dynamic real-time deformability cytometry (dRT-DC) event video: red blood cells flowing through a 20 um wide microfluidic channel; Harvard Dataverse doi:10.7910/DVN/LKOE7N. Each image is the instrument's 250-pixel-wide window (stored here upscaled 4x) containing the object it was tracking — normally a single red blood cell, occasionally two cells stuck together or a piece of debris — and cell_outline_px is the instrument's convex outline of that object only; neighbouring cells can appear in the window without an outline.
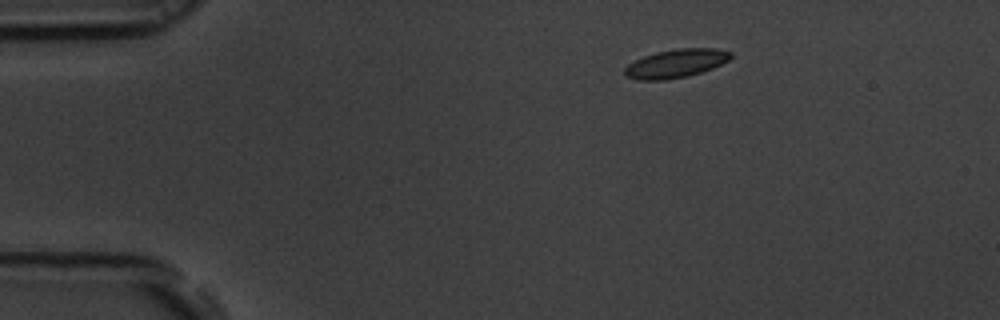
{"species": "common noctule bat (a hibernating species)", "species_latin": "Nyctalus noctula", "temperature_condition": "room temperature", "stored_images_in_passage": 47, "camera_frame_rate_fps": 3000, "um_per_image_px": 0.085, "animal": {"sex": "male", "body_mass_g": 19.5, "forearm_length_mm": 54.6}, "frame": {"image": 1, "passage_image": 1, "time_ms": 0.0, "image_size_px": [1000, 320], "cell_outline_px": [[732, 56], [728, 60], [712, 68], [688, 76], [664, 80], [636, 80], [624, 76], [624, 68], [628, 64], [644, 56], [656, 52], [676, 48], [716, 48], [732, 52]], "centroid_in_image_um": [57.42, 5.39], "position_along_channel_um": 27.6, "area_um2": 17.63}}
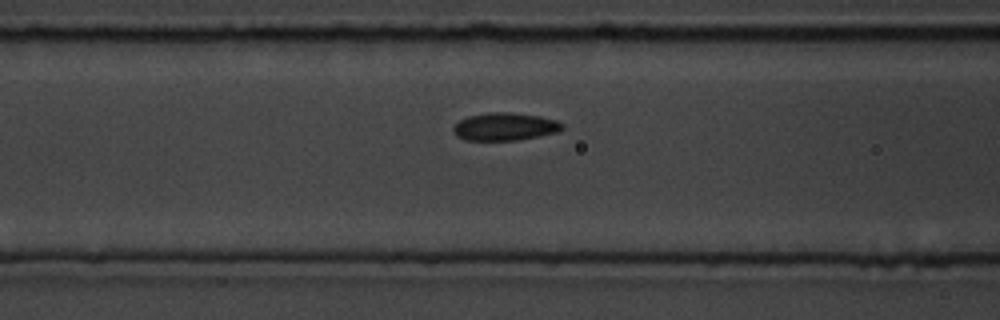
{"frame": {"image": 2, "passage_image": 14, "time_ms": 4.333, "image_size_px": [1000, 320], "cell_outline_px": [[564, 128], [556, 132], [516, 140], [464, 140], [456, 136], [452, 128], [460, 120], [468, 116], [488, 112], [512, 112], [540, 116], [556, 120], [564, 124]], "centroid_in_image_um": [42.9, 10.75], "position_along_channel_um": 123.7, "area_um2": 17.57}}
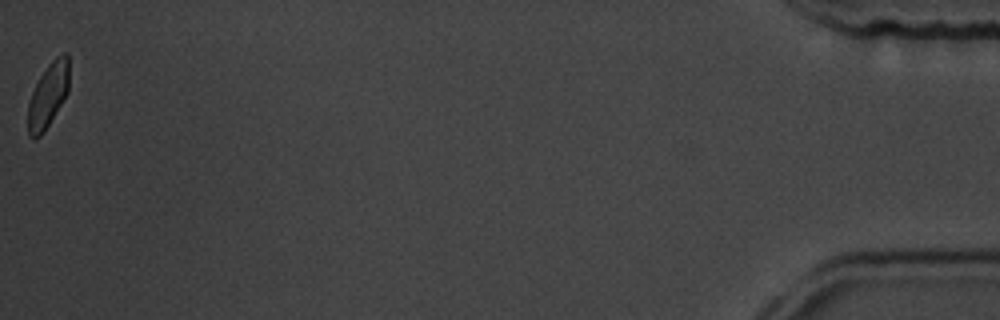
{"frame": {"image": 3, "passage_image": 47, "time_ms": 15.333, "image_size_px": [1000, 320], "cell_outline_px": [[68, 92], [44, 132], [36, 140], [32, 140], [28, 136], [28, 104], [32, 92], [40, 76], [48, 64], [56, 56], [64, 52], [68, 52]], "centroid_in_image_um": [4.07, 8.12], "position_along_channel_um": 431.1, "area_um2": 15.49}, "authors_computed_cell_mechanics": {"area_um2": 17.2822, "velocity_mm_per_s": 3.6932, "shape_relaxation_time_tau1_ms": 3.1876, "shape_relaxation_time_tau2_ms": 1.3612, "deformation_change_tau1": 0.0984, "deformation_change_tau2": 0.0656}}